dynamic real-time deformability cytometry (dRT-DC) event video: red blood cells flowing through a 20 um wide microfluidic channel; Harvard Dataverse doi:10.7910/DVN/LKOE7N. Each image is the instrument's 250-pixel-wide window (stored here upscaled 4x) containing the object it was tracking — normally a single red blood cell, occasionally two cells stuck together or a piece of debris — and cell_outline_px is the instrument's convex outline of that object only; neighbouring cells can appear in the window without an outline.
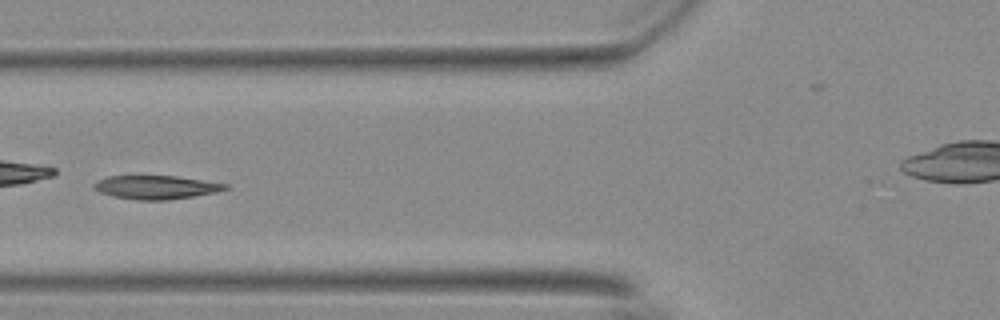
{"species": "Egyptian fruit bat (a non-hibernating species)", "species_latin": "Rousettus aegyptiacus", "temperature_condition": "warm", "stored_images_in_passage": 49, "camera_frame_rate_fps": 3000, "um_per_image_px": 0.085, "animal": {"sex": "female"}, "frame": {"image": 1, "passage_image": 22, "time_ms": 7.0, "image_size_px": [1000, 320], "cell_outline_px": [[228, 188], [216, 192], [168, 200], [136, 200], [112, 196], [100, 192], [92, 188], [92, 184], [96, 180], [108, 176], [176, 176], [228, 184]], "centroid_in_image_um": [13.2, 15.91], "position_along_channel_um": 112.6, "area_um2": 18.03}, "authors_computed_cell_mechanics": {"area_um2": 18.7272, "velocity_mm_per_s": 3.7105, "shape_relaxation_time_tau1_ms": null, "shape_relaxation_time_tau2_ms": 3.5513, "deformation_change_tau1": null, "deformation_change_tau2": 0.1031}}